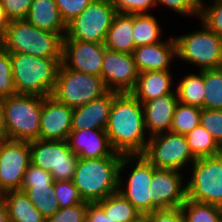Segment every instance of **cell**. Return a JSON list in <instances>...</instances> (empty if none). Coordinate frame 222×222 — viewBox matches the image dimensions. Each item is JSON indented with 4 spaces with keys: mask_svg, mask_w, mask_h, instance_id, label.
Masks as SVG:
<instances>
[{
    "mask_svg": "<svg viewBox=\"0 0 222 222\" xmlns=\"http://www.w3.org/2000/svg\"><path fill=\"white\" fill-rule=\"evenodd\" d=\"M93 0H55L61 17L67 24L84 11Z\"/></svg>",
    "mask_w": 222,
    "mask_h": 222,
    "instance_id": "obj_41",
    "label": "cell"
},
{
    "mask_svg": "<svg viewBox=\"0 0 222 222\" xmlns=\"http://www.w3.org/2000/svg\"><path fill=\"white\" fill-rule=\"evenodd\" d=\"M171 70H155L138 74L134 89L130 92L142 104L165 96L173 91Z\"/></svg>",
    "mask_w": 222,
    "mask_h": 222,
    "instance_id": "obj_22",
    "label": "cell"
},
{
    "mask_svg": "<svg viewBox=\"0 0 222 222\" xmlns=\"http://www.w3.org/2000/svg\"><path fill=\"white\" fill-rule=\"evenodd\" d=\"M7 139H39L43 96L15 94L3 97Z\"/></svg>",
    "mask_w": 222,
    "mask_h": 222,
    "instance_id": "obj_5",
    "label": "cell"
},
{
    "mask_svg": "<svg viewBox=\"0 0 222 222\" xmlns=\"http://www.w3.org/2000/svg\"><path fill=\"white\" fill-rule=\"evenodd\" d=\"M104 43L63 39L62 64L69 69L101 76Z\"/></svg>",
    "mask_w": 222,
    "mask_h": 222,
    "instance_id": "obj_16",
    "label": "cell"
},
{
    "mask_svg": "<svg viewBox=\"0 0 222 222\" xmlns=\"http://www.w3.org/2000/svg\"><path fill=\"white\" fill-rule=\"evenodd\" d=\"M0 222H9L8 209L6 203L0 197Z\"/></svg>",
    "mask_w": 222,
    "mask_h": 222,
    "instance_id": "obj_48",
    "label": "cell"
},
{
    "mask_svg": "<svg viewBox=\"0 0 222 222\" xmlns=\"http://www.w3.org/2000/svg\"><path fill=\"white\" fill-rule=\"evenodd\" d=\"M162 27L151 14H133V39L135 47L159 43Z\"/></svg>",
    "mask_w": 222,
    "mask_h": 222,
    "instance_id": "obj_27",
    "label": "cell"
},
{
    "mask_svg": "<svg viewBox=\"0 0 222 222\" xmlns=\"http://www.w3.org/2000/svg\"><path fill=\"white\" fill-rule=\"evenodd\" d=\"M201 108L178 102L171 124V132L186 135L200 124Z\"/></svg>",
    "mask_w": 222,
    "mask_h": 222,
    "instance_id": "obj_33",
    "label": "cell"
},
{
    "mask_svg": "<svg viewBox=\"0 0 222 222\" xmlns=\"http://www.w3.org/2000/svg\"><path fill=\"white\" fill-rule=\"evenodd\" d=\"M200 124L222 147V109H201Z\"/></svg>",
    "mask_w": 222,
    "mask_h": 222,
    "instance_id": "obj_37",
    "label": "cell"
},
{
    "mask_svg": "<svg viewBox=\"0 0 222 222\" xmlns=\"http://www.w3.org/2000/svg\"><path fill=\"white\" fill-rule=\"evenodd\" d=\"M188 222H221L222 207L186 199L180 207Z\"/></svg>",
    "mask_w": 222,
    "mask_h": 222,
    "instance_id": "obj_31",
    "label": "cell"
},
{
    "mask_svg": "<svg viewBox=\"0 0 222 222\" xmlns=\"http://www.w3.org/2000/svg\"><path fill=\"white\" fill-rule=\"evenodd\" d=\"M0 197L6 203L9 222H46L24 191L11 190Z\"/></svg>",
    "mask_w": 222,
    "mask_h": 222,
    "instance_id": "obj_25",
    "label": "cell"
},
{
    "mask_svg": "<svg viewBox=\"0 0 222 222\" xmlns=\"http://www.w3.org/2000/svg\"><path fill=\"white\" fill-rule=\"evenodd\" d=\"M30 163L29 141L0 140V196L11 190H21Z\"/></svg>",
    "mask_w": 222,
    "mask_h": 222,
    "instance_id": "obj_13",
    "label": "cell"
},
{
    "mask_svg": "<svg viewBox=\"0 0 222 222\" xmlns=\"http://www.w3.org/2000/svg\"><path fill=\"white\" fill-rule=\"evenodd\" d=\"M104 46L112 51L133 54V14L117 13L107 31Z\"/></svg>",
    "mask_w": 222,
    "mask_h": 222,
    "instance_id": "obj_24",
    "label": "cell"
},
{
    "mask_svg": "<svg viewBox=\"0 0 222 222\" xmlns=\"http://www.w3.org/2000/svg\"><path fill=\"white\" fill-rule=\"evenodd\" d=\"M183 172L155 169L150 183L151 212L180 208L187 199ZM184 184V185H183Z\"/></svg>",
    "mask_w": 222,
    "mask_h": 222,
    "instance_id": "obj_14",
    "label": "cell"
},
{
    "mask_svg": "<svg viewBox=\"0 0 222 222\" xmlns=\"http://www.w3.org/2000/svg\"><path fill=\"white\" fill-rule=\"evenodd\" d=\"M117 94L118 92L115 91H107L104 95L86 105L74 108L71 131L105 130L113 99Z\"/></svg>",
    "mask_w": 222,
    "mask_h": 222,
    "instance_id": "obj_18",
    "label": "cell"
},
{
    "mask_svg": "<svg viewBox=\"0 0 222 222\" xmlns=\"http://www.w3.org/2000/svg\"><path fill=\"white\" fill-rule=\"evenodd\" d=\"M175 88L178 102L204 109L203 70L185 75Z\"/></svg>",
    "mask_w": 222,
    "mask_h": 222,
    "instance_id": "obj_26",
    "label": "cell"
},
{
    "mask_svg": "<svg viewBox=\"0 0 222 222\" xmlns=\"http://www.w3.org/2000/svg\"><path fill=\"white\" fill-rule=\"evenodd\" d=\"M186 184L187 199L222 207V152L196 159Z\"/></svg>",
    "mask_w": 222,
    "mask_h": 222,
    "instance_id": "obj_8",
    "label": "cell"
},
{
    "mask_svg": "<svg viewBox=\"0 0 222 222\" xmlns=\"http://www.w3.org/2000/svg\"><path fill=\"white\" fill-rule=\"evenodd\" d=\"M116 14L111 0H93L84 11L67 23L63 39L104 43Z\"/></svg>",
    "mask_w": 222,
    "mask_h": 222,
    "instance_id": "obj_10",
    "label": "cell"
},
{
    "mask_svg": "<svg viewBox=\"0 0 222 222\" xmlns=\"http://www.w3.org/2000/svg\"><path fill=\"white\" fill-rule=\"evenodd\" d=\"M10 55L17 94L52 95L62 58H42L24 53Z\"/></svg>",
    "mask_w": 222,
    "mask_h": 222,
    "instance_id": "obj_3",
    "label": "cell"
},
{
    "mask_svg": "<svg viewBox=\"0 0 222 222\" xmlns=\"http://www.w3.org/2000/svg\"><path fill=\"white\" fill-rule=\"evenodd\" d=\"M131 222H149L148 214H140L135 220Z\"/></svg>",
    "mask_w": 222,
    "mask_h": 222,
    "instance_id": "obj_49",
    "label": "cell"
},
{
    "mask_svg": "<svg viewBox=\"0 0 222 222\" xmlns=\"http://www.w3.org/2000/svg\"><path fill=\"white\" fill-rule=\"evenodd\" d=\"M53 177L50 172L41 169L30 163L26 170L21 187H33L40 184H54Z\"/></svg>",
    "mask_w": 222,
    "mask_h": 222,
    "instance_id": "obj_42",
    "label": "cell"
},
{
    "mask_svg": "<svg viewBox=\"0 0 222 222\" xmlns=\"http://www.w3.org/2000/svg\"><path fill=\"white\" fill-rule=\"evenodd\" d=\"M72 114L73 109L54 96H43L39 139L67 140L72 128Z\"/></svg>",
    "mask_w": 222,
    "mask_h": 222,
    "instance_id": "obj_17",
    "label": "cell"
},
{
    "mask_svg": "<svg viewBox=\"0 0 222 222\" xmlns=\"http://www.w3.org/2000/svg\"><path fill=\"white\" fill-rule=\"evenodd\" d=\"M117 13L149 14L156 7L155 0H111Z\"/></svg>",
    "mask_w": 222,
    "mask_h": 222,
    "instance_id": "obj_40",
    "label": "cell"
},
{
    "mask_svg": "<svg viewBox=\"0 0 222 222\" xmlns=\"http://www.w3.org/2000/svg\"><path fill=\"white\" fill-rule=\"evenodd\" d=\"M210 5L200 3L199 21L222 37V0L210 1Z\"/></svg>",
    "mask_w": 222,
    "mask_h": 222,
    "instance_id": "obj_34",
    "label": "cell"
},
{
    "mask_svg": "<svg viewBox=\"0 0 222 222\" xmlns=\"http://www.w3.org/2000/svg\"><path fill=\"white\" fill-rule=\"evenodd\" d=\"M138 74L133 54L105 48L101 77L108 91L130 93L135 87Z\"/></svg>",
    "mask_w": 222,
    "mask_h": 222,
    "instance_id": "obj_15",
    "label": "cell"
},
{
    "mask_svg": "<svg viewBox=\"0 0 222 222\" xmlns=\"http://www.w3.org/2000/svg\"><path fill=\"white\" fill-rule=\"evenodd\" d=\"M133 162V163H132ZM134 164L127 179L121 177L125 168ZM156 169L143 155H123L119 168L118 191L141 213H151L150 183ZM126 181L125 183L123 181ZM126 187H125V186ZM125 187V188H124Z\"/></svg>",
    "mask_w": 222,
    "mask_h": 222,
    "instance_id": "obj_9",
    "label": "cell"
},
{
    "mask_svg": "<svg viewBox=\"0 0 222 222\" xmlns=\"http://www.w3.org/2000/svg\"><path fill=\"white\" fill-rule=\"evenodd\" d=\"M31 163L51 173L54 181L73 180L78 156L67 142L35 139L29 141Z\"/></svg>",
    "mask_w": 222,
    "mask_h": 222,
    "instance_id": "obj_11",
    "label": "cell"
},
{
    "mask_svg": "<svg viewBox=\"0 0 222 222\" xmlns=\"http://www.w3.org/2000/svg\"><path fill=\"white\" fill-rule=\"evenodd\" d=\"M149 215V222H186L181 208L156 210Z\"/></svg>",
    "mask_w": 222,
    "mask_h": 222,
    "instance_id": "obj_44",
    "label": "cell"
},
{
    "mask_svg": "<svg viewBox=\"0 0 222 222\" xmlns=\"http://www.w3.org/2000/svg\"><path fill=\"white\" fill-rule=\"evenodd\" d=\"M185 138L196 159L218 155L222 152V147L201 124L186 134Z\"/></svg>",
    "mask_w": 222,
    "mask_h": 222,
    "instance_id": "obj_30",
    "label": "cell"
},
{
    "mask_svg": "<svg viewBox=\"0 0 222 222\" xmlns=\"http://www.w3.org/2000/svg\"><path fill=\"white\" fill-rule=\"evenodd\" d=\"M105 131L114 152L143 155L150 137H146L142 103L131 93H118L113 99Z\"/></svg>",
    "mask_w": 222,
    "mask_h": 222,
    "instance_id": "obj_1",
    "label": "cell"
},
{
    "mask_svg": "<svg viewBox=\"0 0 222 222\" xmlns=\"http://www.w3.org/2000/svg\"><path fill=\"white\" fill-rule=\"evenodd\" d=\"M0 44L9 53L42 58H62L63 37L31 25L25 19L11 20L0 35Z\"/></svg>",
    "mask_w": 222,
    "mask_h": 222,
    "instance_id": "obj_4",
    "label": "cell"
},
{
    "mask_svg": "<svg viewBox=\"0 0 222 222\" xmlns=\"http://www.w3.org/2000/svg\"><path fill=\"white\" fill-rule=\"evenodd\" d=\"M204 109H222V67L203 70Z\"/></svg>",
    "mask_w": 222,
    "mask_h": 222,
    "instance_id": "obj_32",
    "label": "cell"
},
{
    "mask_svg": "<svg viewBox=\"0 0 222 222\" xmlns=\"http://www.w3.org/2000/svg\"><path fill=\"white\" fill-rule=\"evenodd\" d=\"M67 142L71 151L79 158L108 157L114 152L105 130L71 131Z\"/></svg>",
    "mask_w": 222,
    "mask_h": 222,
    "instance_id": "obj_21",
    "label": "cell"
},
{
    "mask_svg": "<svg viewBox=\"0 0 222 222\" xmlns=\"http://www.w3.org/2000/svg\"><path fill=\"white\" fill-rule=\"evenodd\" d=\"M33 0H1L9 20L25 19Z\"/></svg>",
    "mask_w": 222,
    "mask_h": 222,
    "instance_id": "obj_43",
    "label": "cell"
},
{
    "mask_svg": "<svg viewBox=\"0 0 222 222\" xmlns=\"http://www.w3.org/2000/svg\"><path fill=\"white\" fill-rule=\"evenodd\" d=\"M201 23V30L174 37L177 58L196 65L200 71L221 68L222 37Z\"/></svg>",
    "mask_w": 222,
    "mask_h": 222,
    "instance_id": "obj_6",
    "label": "cell"
},
{
    "mask_svg": "<svg viewBox=\"0 0 222 222\" xmlns=\"http://www.w3.org/2000/svg\"><path fill=\"white\" fill-rule=\"evenodd\" d=\"M9 23H10V20L7 17L5 9L2 6L1 0H0V35L5 31Z\"/></svg>",
    "mask_w": 222,
    "mask_h": 222,
    "instance_id": "obj_47",
    "label": "cell"
},
{
    "mask_svg": "<svg viewBox=\"0 0 222 222\" xmlns=\"http://www.w3.org/2000/svg\"><path fill=\"white\" fill-rule=\"evenodd\" d=\"M17 94L13 75L10 53L0 44V97Z\"/></svg>",
    "mask_w": 222,
    "mask_h": 222,
    "instance_id": "obj_35",
    "label": "cell"
},
{
    "mask_svg": "<svg viewBox=\"0 0 222 222\" xmlns=\"http://www.w3.org/2000/svg\"><path fill=\"white\" fill-rule=\"evenodd\" d=\"M5 139H7V130L4 118L3 97H0V140H5Z\"/></svg>",
    "mask_w": 222,
    "mask_h": 222,
    "instance_id": "obj_46",
    "label": "cell"
},
{
    "mask_svg": "<svg viewBox=\"0 0 222 222\" xmlns=\"http://www.w3.org/2000/svg\"><path fill=\"white\" fill-rule=\"evenodd\" d=\"M133 56L139 73L155 70H171V62L177 58L174 37H170L168 40H163L159 43L136 47Z\"/></svg>",
    "mask_w": 222,
    "mask_h": 222,
    "instance_id": "obj_19",
    "label": "cell"
},
{
    "mask_svg": "<svg viewBox=\"0 0 222 222\" xmlns=\"http://www.w3.org/2000/svg\"><path fill=\"white\" fill-rule=\"evenodd\" d=\"M88 203L84 201L71 207L60 208L53 216L46 219V222H86Z\"/></svg>",
    "mask_w": 222,
    "mask_h": 222,
    "instance_id": "obj_38",
    "label": "cell"
},
{
    "mask_svg": "<svg viewBox=\"0 0 222 222\" xmlns=\"http://www.w3.org/2000/svg\"><path fill=\"white\" fill-rule=\"evenodd\" d=\"M54 184H40L33 187H21L36 209L47 219L59 209V202L53 192Z\"/></svg>",
    "mask_w": 222,
    "mask_h": 222,
    "instance_id": "obj_28",
    "label": "cell"
},
{
    "mask_svg": "<svg viewBox=\"0 0 222 222\" xmlns=\"http://www.w3.org/2000/svg\"><path fill=\"white\" fill-rule=\"evenodd\" d=\"M178 104L177 93H170L143 103L144 120L149 137L170 132L174 110Z\"/></svg>",
    "mask_w": 222,
    "mask_h": 222,
    "instance_id": "obj_20",
    "label": "cell"
},
{
    "mask_svg": "<svg viewBox=\"0 0 222 222\" xmlns=\"http://www.w3.org/2000/svg\"><path fill=\"white\" fill-rule=\"evenodd\" d=\"M96 203L114 222H131L141 214L119 191Z\"/></svg>",
    "mask_w": 222,
    "mask_h": 222,
    "instance_id": "obj_29",
    "label": "cell"
},
{
    "mask_svg": "<svg viewBox=\"0 0 222 222\" xmlns=\"http://www.w3.org/2000/svg\"><path fill=\"white\" fill-rule=\"evenodd\" d=\"M107 91L101 76L78 72L61 63L52 96L74 109L101 97Z\"/></svg>",
    "mask_w": 222,
    "mask_h": 222,
    "instance_id": "obj_7",
    "label": "cell"
},
{
    "mask_svg": "<svg viewBox=\"0 0 222 222\" xmlns=\"http://www.w3.org/2000/svg\"><path fill=\"white\" fill-rule=\"evenodd\" d=\"M155 2L157 6H165L181 16L187 15L199 18L200 3H204L205 0H155Z\"/></svg>",
    "mask_w": 222,
    "mask_h": 222,
    "instance_id": "obj_39",
    "label": "cell"
},
{
    "mask_svg": "<svg viewBox=\"0 0 222 222\" xmlns=\"http://www.w3.org/2000/svg\"><path fill=\"white\" fill-rule=\"evenodd\" d=\"M122 156L113 152L108 157L78 158L72 181L84 201L96 203L118 192Z\"/></svg>",
    "mask_w": 222,
    "mask_h": 222,
    "instance_id": "obj_2",
    "label": "cell"
},
{
    "mask_svg": "<svg viewBox=\"0 0 222 222\" xmlns=\"http://www.w3.org/2000/svg\"><path fill=\"white\" fill-rule=\"evenodd\" d=\"M53 192L56 194L60 208L71 207L84 202L72 180L55 181Z\"/></svg>",
    "mask_w": 222,
    "mask_h": 222,
    "instance_id": "obj_36",
    "label": "cell"
},
{
    "mask_svg": "<svg viewBox=\"0 0 222 222\" xmlns=\"http://www.w3.org/2000/svg\"><path fill=\"white\" fill-rule=\"evenodd\" d=\"M25 20L40 30L65 36L67 24L55 0H33Z\"/></svg>",
    "mask_w": 222,
    "mask_h": 222,
    "instance_id": "obj_23",
    "label": "cell"
},
{
    "mask_svg": "<svg viewBox=\"0 0 222 222\" xmlns=\"http://www.w3.org/2000/svg\"><path fill=\"white\" fill-rule=\"evenodd\" d=\"M143 156L157 169H173L180 172L196 160L185 135L171 131L151 136Z\"/></svg>",
    "mask_w": 222,
    "mask_h": 222,
    "instance_id": "obj_12",
    "label": "cell"
},
{
    "mask_svg": "<svg viewBox=\"0 0 222 222\" xmlns=\"http://www.w3.org/2000/svg\"><path fill=\"white\" fill-rule=\"evenodd\" d=\"M86 222H114L97 203H88Z\"/></svg>",
    "mask_w": 222,
    "mask_h": 222,
    "instance_id": "obj_45",
    "label": "cell"
}]
</instances>
